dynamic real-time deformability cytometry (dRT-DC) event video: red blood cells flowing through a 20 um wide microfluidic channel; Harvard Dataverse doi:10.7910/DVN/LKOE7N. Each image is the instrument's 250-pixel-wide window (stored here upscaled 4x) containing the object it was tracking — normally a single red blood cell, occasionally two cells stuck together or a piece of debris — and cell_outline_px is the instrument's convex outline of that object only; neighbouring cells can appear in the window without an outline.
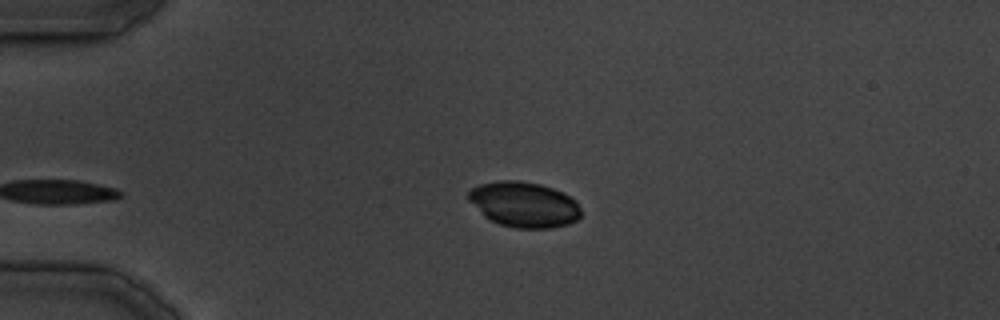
{"species": "common noctule bat (a hibernating species)", "species_latin": "Nyctalus noctula", "temperature_condition": "cold", "stored_images_in_passage": 29, "camera_frame_rate_fps": 3000, "um_per_image_px": 0.085, "animal": {"sex": "male", "body_mass_g": 19.5, "forearm_length_mm": 54.6}, "frame": {"image": 1, "passage_image": 1, "time_ms": 0.0, "image_size_px": [1000, 320], "cell_outline_px": [[580, 216], [576, 220], [568, 224], [552, 228], [516, 228], [500, 224], [484, 216], [468, 200], [468, 192], [472, 188], [480, 184], [500, 180], [520, 180], [540, 184], [564, 192], [576, 200], [580, 208]], "centroid_in_image_um": [44.55, 17.37], "position_along_channel_um": 40.4, "area_um2": 29.82}}